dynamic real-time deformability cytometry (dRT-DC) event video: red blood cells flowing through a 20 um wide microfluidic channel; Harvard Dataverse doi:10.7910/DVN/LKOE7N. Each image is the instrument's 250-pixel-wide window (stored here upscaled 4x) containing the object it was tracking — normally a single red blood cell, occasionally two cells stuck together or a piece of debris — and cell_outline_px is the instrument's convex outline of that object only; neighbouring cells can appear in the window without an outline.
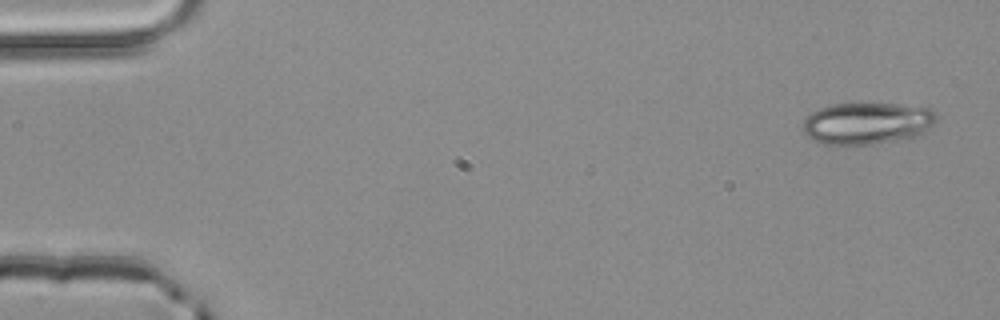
{"species": "common noctule bat (a hibernating species)", "species_latin": "Nyctalus noctula", "temperature_condition": "room temperature", "stored_images_in_passage": 4, "camera_frame_rate_fps": 3000, "um_per_image_px": 0.085, "animal": {"sex": "male", "body_mass_g": 20.4}, "frame": {"image": 1, "passage_image": 1, "time_ms": 0.0, "image_size_px": [1000, 320], "cell_outline_px": [[940, 116], [924, 136], [876, 144], [824, 144], [812, 140], [804, 132], [804, 120], [812, 112], [820, 108], [832, 104], [896, 104], [932, 108]], "centroid_in_image_um": [73.81, 10.49], "position_along_channel_um": 11.2, "area_um2": 33.0}}